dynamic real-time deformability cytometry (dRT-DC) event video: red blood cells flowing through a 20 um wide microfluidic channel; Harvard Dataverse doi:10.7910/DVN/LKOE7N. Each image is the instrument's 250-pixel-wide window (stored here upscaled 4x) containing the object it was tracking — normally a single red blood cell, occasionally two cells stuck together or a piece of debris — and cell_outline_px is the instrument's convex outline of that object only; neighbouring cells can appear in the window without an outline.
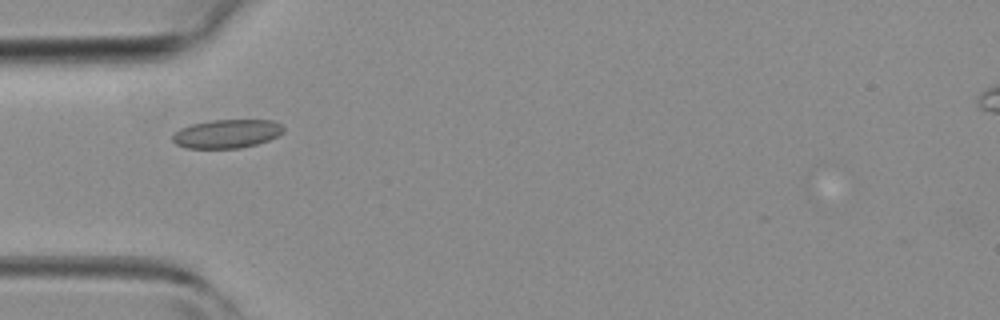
{"species": "common noctule bat (a hibernating species)", "species_latin": "Nyctalus noctula", "temperature_condition": "room temperature", "stored_images_in_passage": 4, "camera_frame_rate_fps": 3000, "um_per_image_px": 0.085, "animal": {"sex": "female", "body_mass_g": 19.3, "forearm_length_mm": 54.1}, "frame": {"image": 1, "passage_image": 3, "time_ms": 3.333, "image_size_px": [1000, 320], "cell_outline_px": [[284, 132], [268, 140], [256, 144], [240, 148], [188, 148], [176, 144], [172, 140], [172, 136], [180, 128], [192, 124], [212, 120], [272, 120], [280, 124], [284, 128]], "centroid_in_image_um": [19.28, 11.37], "position_along_channel_um": 65.7, "area_um2": 18.38}}
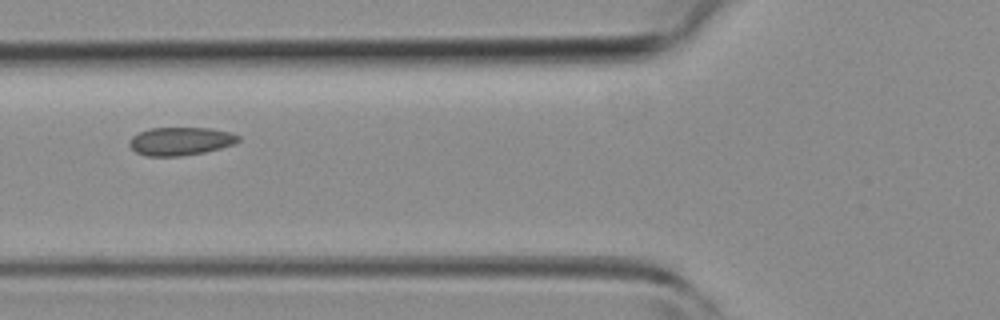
{"frame": {"image": 2, "passage_image": 4, "time_ms": 4.333, "image_size_px": [1000, 320], "cell_outline_px": [[240, 140], [232, 144], [220, 148], [204, 152], [180, 156], [148, 156], [136, 152], [128, 144], [128, 140], [132, 136], [148, 128], [212, 128], [232, 132], [240, 136]], "centroid_in_image_um": [15.34, 11.99], "position_along_channel_um": 110.5, "area_um2": 17.92}}